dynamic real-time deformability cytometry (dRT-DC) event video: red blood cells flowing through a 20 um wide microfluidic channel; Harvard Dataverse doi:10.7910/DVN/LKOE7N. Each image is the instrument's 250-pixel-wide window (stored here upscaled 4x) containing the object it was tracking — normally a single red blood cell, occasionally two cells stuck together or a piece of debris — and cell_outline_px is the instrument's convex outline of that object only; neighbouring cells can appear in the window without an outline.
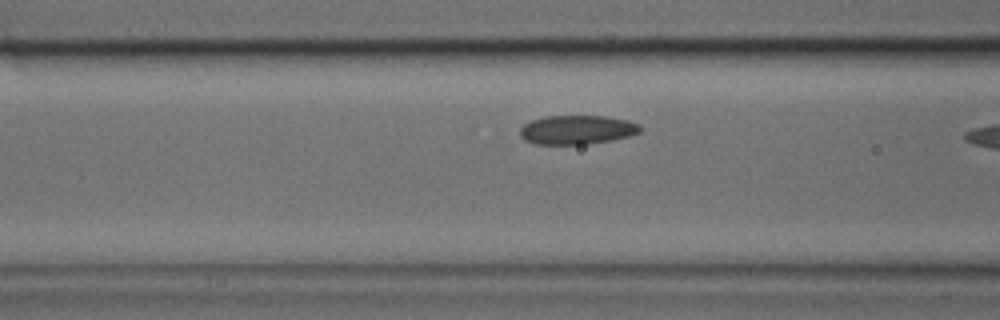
{"species": "common noctule bat (a hibernating species)", "species_latin": "Nyctalus noctula", "temperature_condition": "cold", "stored_images_in_passage": 7, "camera_frame_rate_fps": 3000, "um_per_image_px": 0.085, "animal": {"sex": "male", "body_mass_g": 17.9, "forearm_length_mm": 54.2}, "frame": {"image": 1, "passage_image": 6, "time_ms": 1.667, "image_size_px": [1000, 320], "cell_outline_px": [[640, 132], [628, 136], [588, 144], [536, 144], [524, 140], [520, 136], [520, 128], [524, 124], [532, 120], [544, 116], [604, 116], [628, 120], [640, 124]], "centroid_in_image_um": [49.02, 11.02], "position_along_channel_um": 117.6, "area_um2": 20.23}}